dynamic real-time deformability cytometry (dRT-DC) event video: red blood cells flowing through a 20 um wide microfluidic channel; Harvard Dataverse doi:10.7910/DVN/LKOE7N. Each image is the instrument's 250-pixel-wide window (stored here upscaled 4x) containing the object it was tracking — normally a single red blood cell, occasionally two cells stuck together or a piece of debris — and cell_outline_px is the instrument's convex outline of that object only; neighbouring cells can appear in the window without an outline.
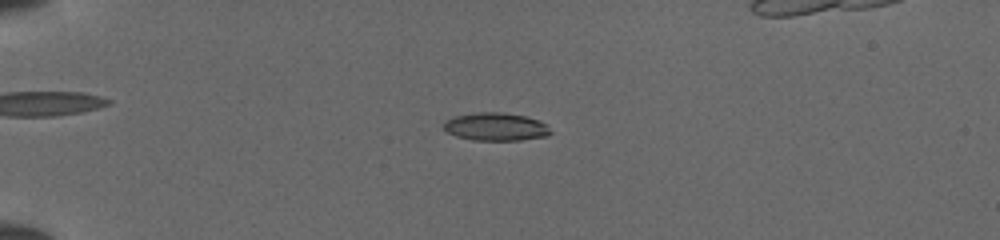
{"species": "common noctule bat (a hibernating species)", "species_latin": "Nyctalus noctula", "temperature_condition": "cold", "stored_images_in_passage": 50, "camera_frame_rate_fps": 3000, "um_per_image_px": 0.085, "animal": {"sex": "female", "body_mass_g": 19.5, "forearm_length_mm": 54.1}, "frame": {"image": 1, "passage_image": 14, "time_ms": 4.333, "image_size_px": [1000, 240], "cell_outline_px": [[552, 132], [548, 136], [520, 140], [472, 140], [456, 136], [448, 132], [444, 128], [444, 120], [456, 116], [472, 112], [500, 112], [524, 116], [540, 120], [548, 124]], "centroid_in_image_um": [42.17, 10.77], "position_along_channel_um": 42.8, "area_um2": 17.57}}
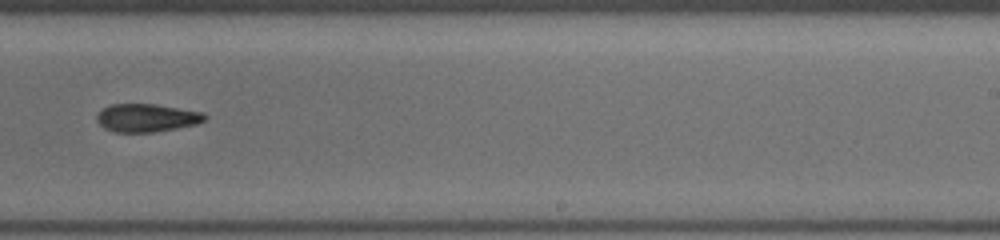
{"frame": {"image": 2, "passage_image": 34, "time_ms": 11.0, "image_size_px": [1000, 240], "cell_outline_px": [[208, 116], [204, 120], [196, 124], [176, 128], [152, 132], [112, 132], [104, 128], [96, 120], [96, 116], [104, 108], [112, 104], [156, 104], [200, 112]], "centroid_in_image_um": [12.44, 10.02], "position_along_channel_um": 276.6, "area_um2": 17.46}}
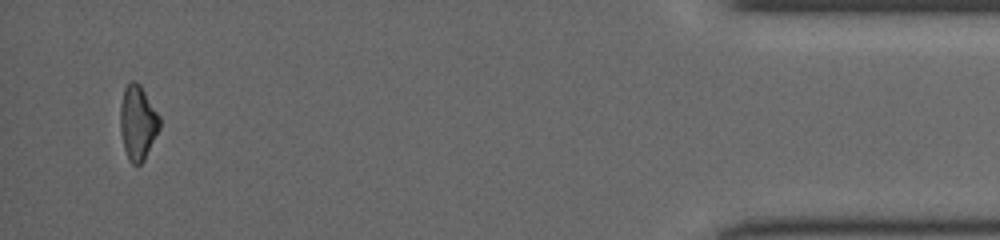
{"frame": {"image": 3, "passage_image": 49, "time_ms": 16.0, "image_size_px": [1000, 240], "cell_outline_px": [[160, 128], [144, 160], [136, 168], [128, 160], [124, 148], [120, 128], [120, 104], [124, 88], [132, 80], [136, 80], [140, 84], [160, 116]], "centroid_in_image_um": [11.7, 10.43], "position_along_channel_um": 423.5, "area_um2": 17.28}}